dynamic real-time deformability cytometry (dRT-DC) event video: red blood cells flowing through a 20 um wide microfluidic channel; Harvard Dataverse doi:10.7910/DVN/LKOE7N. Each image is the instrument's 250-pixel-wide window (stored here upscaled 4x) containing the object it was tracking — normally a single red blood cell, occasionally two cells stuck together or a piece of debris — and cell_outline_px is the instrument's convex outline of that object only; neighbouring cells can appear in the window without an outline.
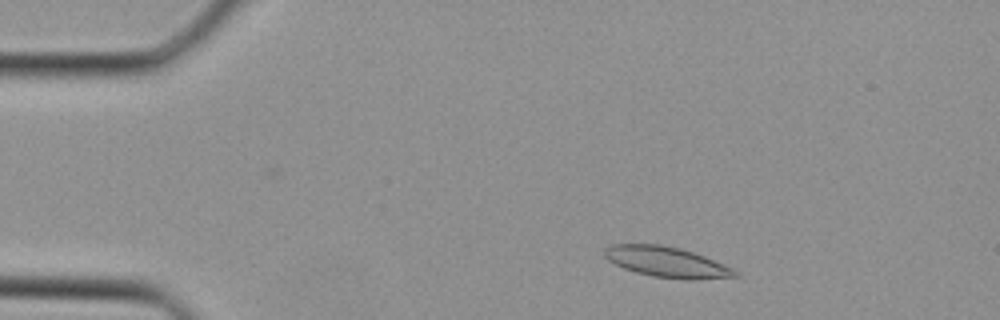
{"species": "Egyptian fruit bat (a non-hibernating species)", "species_latin": "Rousettus aegyptiacus", "temperature_condition": "cold", "stored_images_in_passage": 21, "camera_frame_rate_fps": 3000, "um_per_image_px": 0.085, "animal": {"sex": "female"}, "frame": {"image": 1, "passage_image": 4, "time_ms": 1.0, "image_size_px": [1000, 320], "cell_outline_px": [[740, 276], [688, 280], [652, 276], [636, 272], [624, 268], [608, 260], [604, 256], [604, 248], [612, 244], [660, 244], [680, 248], [704, 256], [732, 268], [740, 272]], "centroid_in_image_um": [56.67, 22.27], "position_along_channel_um": 28.3, "area_um2": 23.12}}
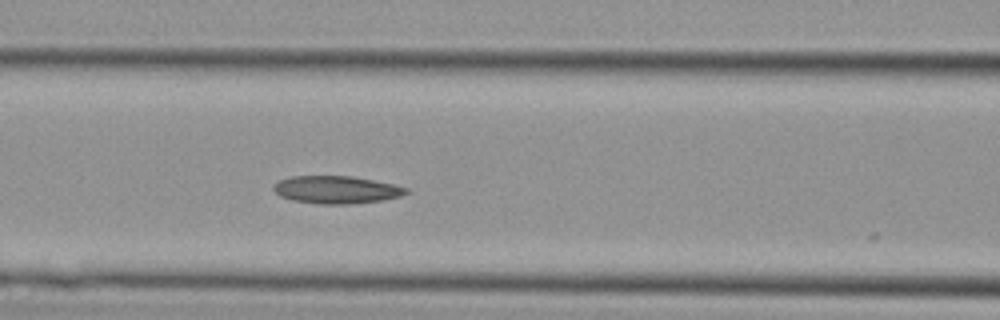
{"frame": {"image": 2, "passage_image": 14, "time_ms": 4.333, "image_size_px": [1000, 320], "cell_outline_px": [[408, 192], [400, 196], [384, 200], [348, 204], [320, 204], [292, 200], [280, 196], [272, 188], [280, 180], [292, 176], [352, 176], [392, 184], [408, 188]], "centroid_in_image_um": [28.59, 16.13], "position_along_channel_um": 138.0, "area_um2": 21.15}}
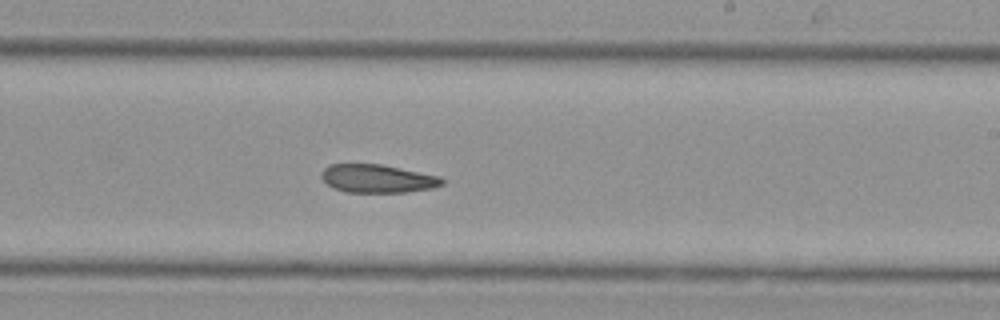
{"frame": {"image": 3, "passage_image": 21, "time_ms": 6.667, "image_size_px": [1000, 320], "cell_outline_px": [[444, 184], [432, 188], [404, 192], [348, 192], [332, 188], [320, 176], [320, 172], [328, 164], [380, 164], [440, 176], [444, 180]], "centroid_in_image_um": [32.06, 15.17], "position_along_channel_um": 256.9, "area_um2": 19.83}}